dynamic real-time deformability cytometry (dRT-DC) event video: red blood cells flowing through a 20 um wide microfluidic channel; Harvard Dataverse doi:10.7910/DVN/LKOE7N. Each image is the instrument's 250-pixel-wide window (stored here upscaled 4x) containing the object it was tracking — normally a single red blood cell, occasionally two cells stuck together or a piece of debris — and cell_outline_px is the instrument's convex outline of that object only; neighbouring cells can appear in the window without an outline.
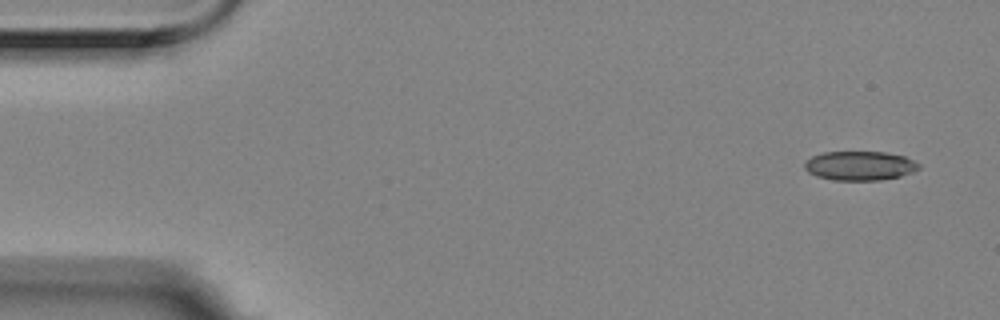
{"species": "Egyptian fruit bat (a non-hibernating species)", "species_latin": "Rousettus aegyptiacus", "temperature_condition": "room temperature", "stored_images_in_passage": 8, "camera_frame_rate_fps": 3000, "um_per_image_px": 0.085, "animal": {"sex": "female"}, "frame": {"image": 1, "passage_image": 1, "time_ms": 0.0, "image_size_px": [1000, 320], "cell_outline_px": [[920, 168], [912, 172], [900, 176], [880, 180], [832, 180], [816, 176], [808, 172], [804, 168], [804, 164], [812, 156], [824, 152], [884, 152], [904, 156], [920, 164]], "centroid_in_image_um": [73.07, 14.09], "position_along_channel_um": 11.9, "area_um2": 19.36}}
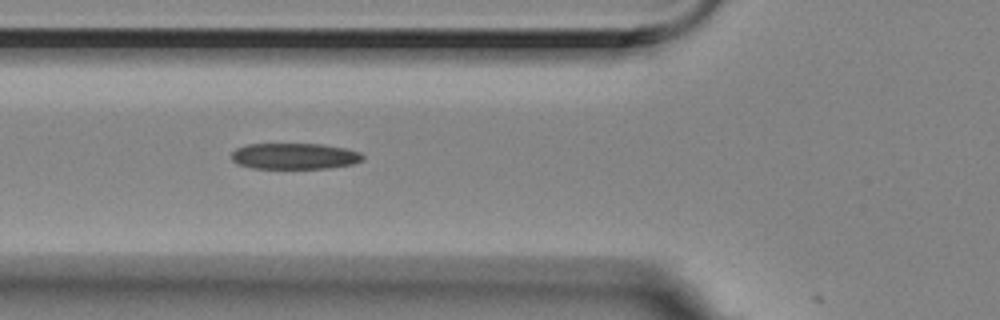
{"frame": {"image": 2, "passage_image": 6, "time_ms": 1.667, "image_size_px": [1000, 320], "cell_outline_px": [[364, 160], [352, 164], [328, 168], [252, 168], [236, 164], [232, 160], [232, 152], [236, 148], [248, 144], [324, 144], [344, 148], [360, 152], [364, 156]], "centroid_in_image_um": [25.03, 13.27], "position_along_channel_um": 100.8, "area_um2": 20.0}}
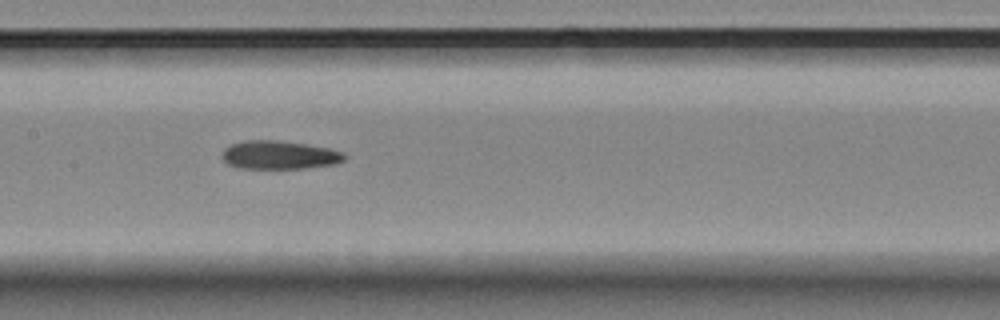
{"frame": {"image": 3, "passage_image": 8, "time_ms": 2.333, "image_size_px": [1000, 320], "cell_outline_px": [[348, 156], [344, 160], [336, 164], [304, 168], [240, 168], [228, 164], [220, 156], [220, 152], [224, 148], [232, 144], [244, 140], [280, 140], [308, 144], [328, 148], [344, 152]], "centroid_in_image_um": [23.74, 13.16], "position_along_channel_um": 183.7, "area_um2": 20.52}}